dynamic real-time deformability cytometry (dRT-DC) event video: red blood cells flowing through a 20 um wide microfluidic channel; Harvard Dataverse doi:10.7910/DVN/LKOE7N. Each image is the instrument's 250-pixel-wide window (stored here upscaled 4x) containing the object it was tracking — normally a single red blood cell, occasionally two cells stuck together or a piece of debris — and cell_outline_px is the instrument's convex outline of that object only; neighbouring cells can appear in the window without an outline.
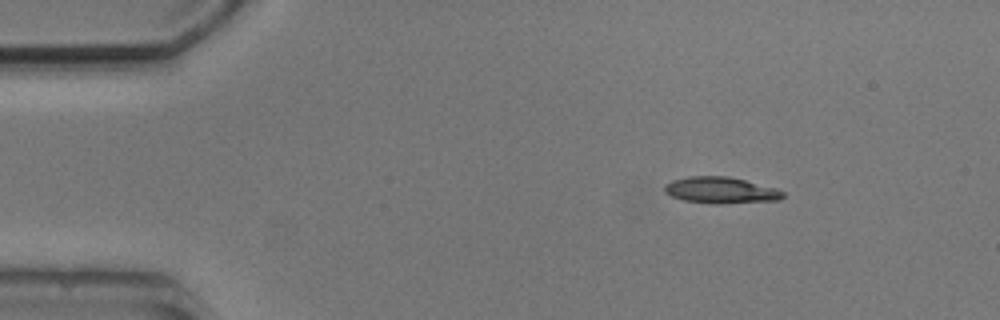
{"species": "common noctule bat (a hibernating species)", "species_latin": "Nyctalus noctula", "temperature_condition": "cold", "stored_images_in_passage": 4, "camera_frame_rate_fps": 3000, "um_per_image_px": 0.085, "animal": {"sex": "male", "body_mass_g": 20.5, "forearm_length_mm": 52.5}, "frame": {"image": 1, "passage_image": 1, "time_ms": 0.0, "image_size_px": [1000, 320], "cell_outline_px": [[784, 196], [780, 200], [716, 204], [684, 200], [672, 196], [664, 192], [664, 184], [672, 180], [692, 176], [728, 176], [776, 188], [784, 192]], "centroid_in_image_um": [61.26, 16.17], "position_along_channel_um": 23.7, "area_um2": 18.09}}